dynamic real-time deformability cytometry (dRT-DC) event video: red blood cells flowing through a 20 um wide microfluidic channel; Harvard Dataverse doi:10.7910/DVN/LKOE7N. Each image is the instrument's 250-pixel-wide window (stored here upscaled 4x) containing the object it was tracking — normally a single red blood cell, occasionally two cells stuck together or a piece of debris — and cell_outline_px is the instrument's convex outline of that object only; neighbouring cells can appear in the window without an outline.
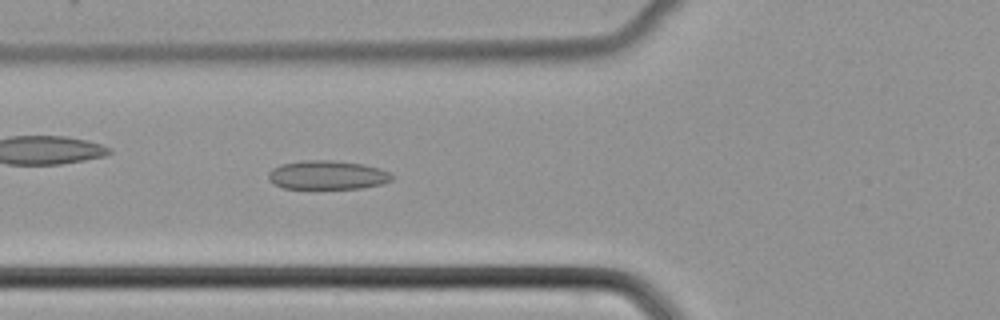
{"species": "common noctule bat (a hibernating species)", "species_latin": "Nyctalus noctula", "temperature_condition": "cold", "stored_images_in_passage": 50, "camera_frame_rate_fps": 3000, "um_per_image_px": 0.085, "animal": {"sex": "female", "body_mass_g": 22.7, "forearm_length_mm": 54.2}, "frame": {"image": 1, "passage_image": 19, "time_ms": 6.0, "image_size_px": [1000, 320], "cell_outline_px": [[392, 180], [380, 184], [360, 188], [284, 188], [272, 184], [268, 180], [268, 172], [272, 168], [280, 164], [304, 160], [332, 160], [364, 164], [380, 168], [392, 172]], "centroid_in_image_um": [27.8, 14.87], "position_along_channel_um": 98.0, "area_um2": 20.92}}
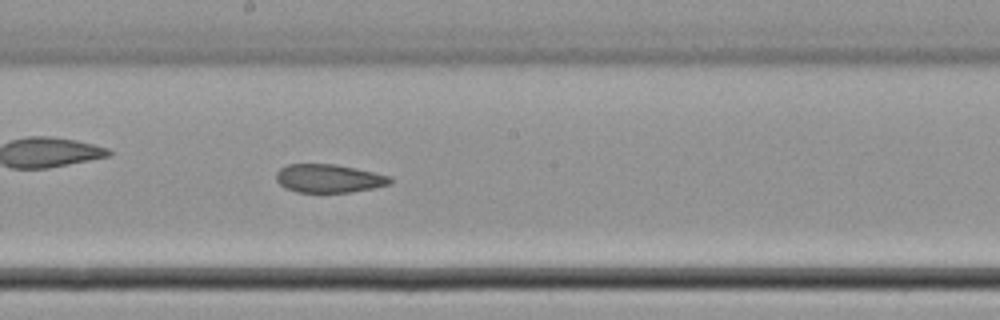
{"frame": {"image": 2, "passage_image": 28, "time_ms": 9.0, "image_size_px": [1000, 320], "cell_outline_px": [[392, 180], [388, 184], [376, 188], [352, 192], [296, 192], [284, 188], [276, 180], [276, 172], [280, 168], [288, 164], [336, 164], [356, 168], [392, 176]], "centroid_in_image_um": [27.95, 15.16], "position_along_channel_um": 220.2, "area_um2": 19.02}}
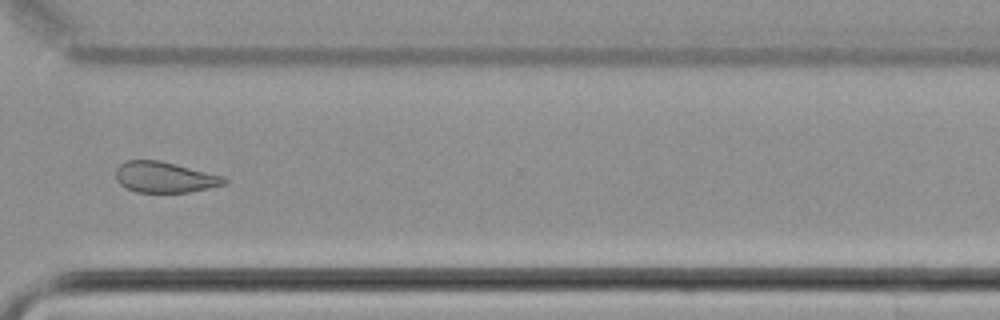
{"frame": {"image": 3, "passage_image": 38, "time_ms": 12.333, "image_size_px": [1000, 320], "cell_outline_px": [[228, 184], [188, 192], [136, 192], [124, 188], [116, 180], [116, 168], [124, 160], [160, 160], [224, 176], [228, 180]], "centroid_in_image_um": [13.99, 15.06], "position_along_channel_um": 356.6, "area_um2": 19.65}}